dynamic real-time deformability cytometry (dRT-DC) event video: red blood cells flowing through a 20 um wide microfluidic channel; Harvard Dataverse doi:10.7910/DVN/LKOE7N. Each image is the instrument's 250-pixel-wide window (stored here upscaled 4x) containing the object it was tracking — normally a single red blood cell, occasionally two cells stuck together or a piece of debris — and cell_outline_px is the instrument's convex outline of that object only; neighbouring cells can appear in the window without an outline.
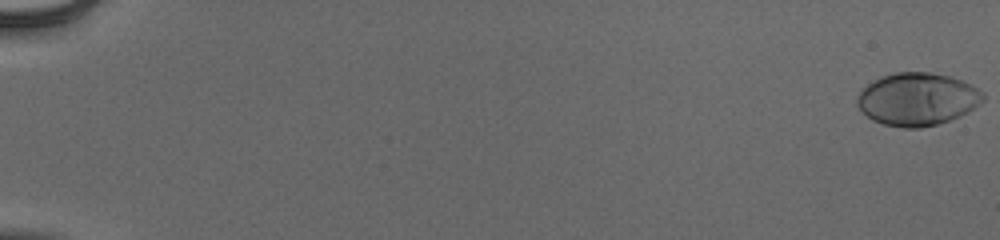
{"species": "human", "species_latin": "Homo sapiens", "temperature_condition": "cold", "stored_images_in_passage": 55, "camera_frame_rate_fps": 3000, "um_per_image_px": 0.085, "donor": {"sex": "male"}, "frame": {"image": 1, "passage_image": 1, "time_ms": 0.0, "image_size_px": [1000, 240], "cell_outline_px": [[984, 100], [968, 112], [960, 116], [940, 124], [920, 128], [904, 128], [884, 124], [872, 120], [856, 104], [856, 96], [868, 84], [892, 72], [932, 72], [948, 76], [960, 80], [984, 92]], "centroid_in_image_um": [77.98, 8.44], "position_along_channel_um": 7.0, "area_um2": 38.55}}
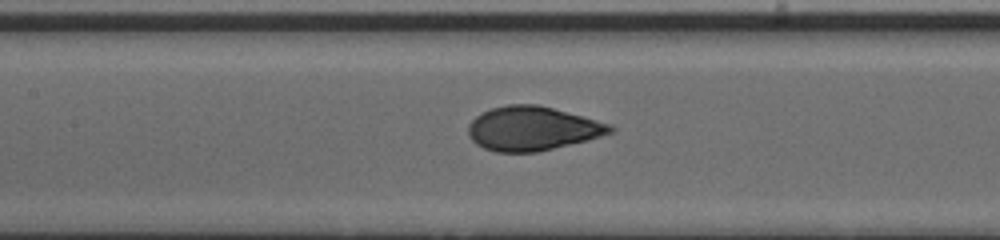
{"frame": {"image": 2, "passage_image": 29, "time_ms": 9.333, "image_size_px": [1000, 240], "cell_outline_px": [[616, 132], [588, 140], [536, 152], [496, 152], [484, 148], [476, 144], [468, 136], [468, 124], [476, 116], [492, 108], [508, 104], [536, 104], [552, 108], [612, 124], [616, 128]], "centroid_in_image_um": [45.27, 10.93], "position_along_channel_um": 162.1, "area_um2": 36.47}}
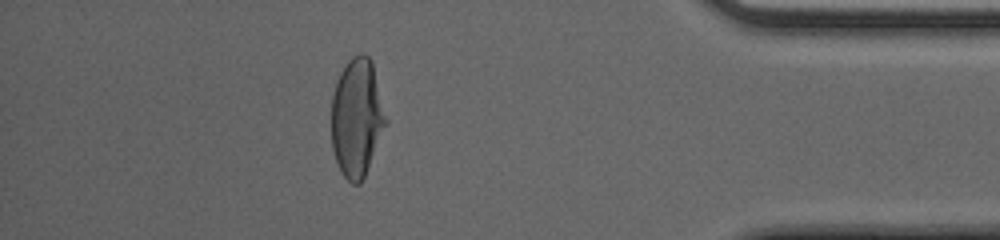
{"frame": {"image": 3, "passage_image": 50, "time_ms": 16.333, "image_size_px": [1000, 240], "cell_outline_px": [[388, 120], [364, 176], [360, 184], [352, 184], [340, 172], [332, 148], [332, 96], [336, 80], [340, 72], [348, 60], [352, 56], [360, 52], [364, 52], [372, 60]], "centroid_in_image_um": [30.33, 9.95], "position_along_channel_um": 404.9, "area_um2": 37.69}, "authors_computed_cell_mechanics": {"area_um2": 36.9342, "velocity_mm_per_s": 3.9338, "shape_relaxation_time_tau1_ms": 5.0863, "shape_relaxation_time_tau2_ms": null, "deformation_change_tau1": 0.233, "deformation_change_tau2": null}}